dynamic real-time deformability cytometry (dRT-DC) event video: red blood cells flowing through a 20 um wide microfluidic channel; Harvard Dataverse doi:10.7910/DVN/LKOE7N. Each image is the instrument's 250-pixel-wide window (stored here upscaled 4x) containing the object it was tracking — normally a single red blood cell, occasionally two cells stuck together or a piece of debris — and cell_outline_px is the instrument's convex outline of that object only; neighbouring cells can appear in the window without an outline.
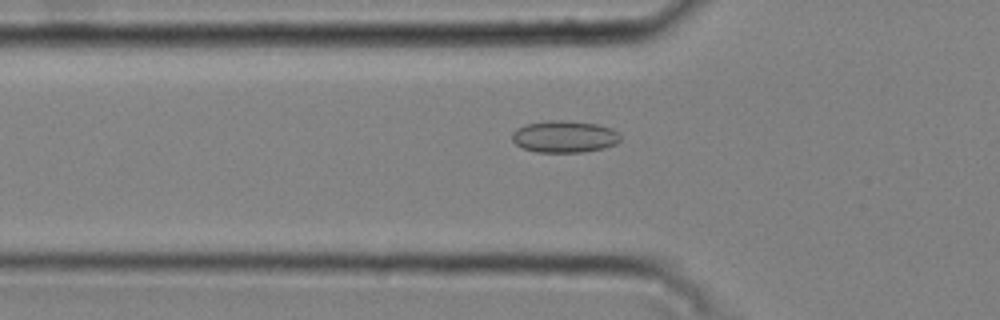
{"species": "common noctule bat (a hibernating species)", "species_latin": "Nyctalus noctula", "temperature_condition": "cold", "stored_images_in_passage": 43, "camera_frame_rate_fps": 3000, "um_per_image_px": 0.085, "animal": {"sex": "male", "body_mass_g": 20.4}, "frame": {"image": 1, "passage_image": 13, "time_ms": 4.0, "image_size_px": [1000, 320], "cell_outline_px": [[620, 140], [616, 144], [604, 148], [580, 152], [536, 152], [524, 148], [516, 144], [512, 140], [512, 132], [516, 128], [524, 124], [548, 120], [564, 120], [600, 124], [612, 128], [620, 132]], "centroid_in_image_um": [47.99, 11.59], "position_along_channel_um": 77.8, "area_um2": 20.4}}
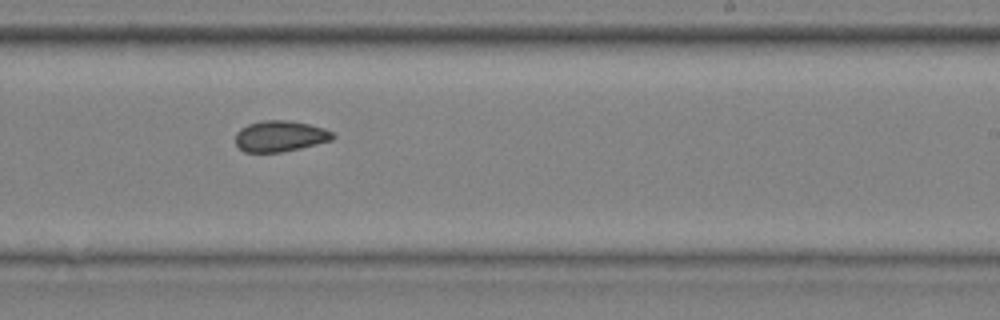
{"frame": {"image": 2, "passage_image": 28, "time_ms": 9.0, "image_size_px": [1000, 320], "cell_outline_px": [[336, 136], [332, 140], [300, 148], [280, 152], [244, 152], [236, 144], [236, 132], [240, 128], [248, 124], [264, 120], [288, 120], [308, 124], [324, 128], [332, 132]], "centroid_in_image_um": [23.8, 11.57], "position_along_channel_um": 265.2, "area_um2": 17.51}}
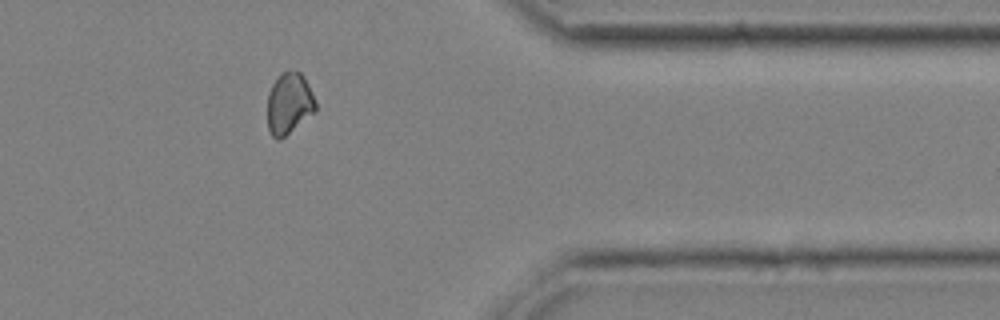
{"frame": {"image": 3, "passage_image": 39, "time_ms": 12.667, "image_size_px": [1000, 320], "cell_outline_px": [[316, 112], [280, 140], [276, 140], [268, 132], [268, 92], [276, 76], [280, 72], [288, 68], [292, 68], [300, 72], [304, 76], [308, 84], [316, 104]], "centroid_in_image_um": [24.56, 8.76], "position_along_channel_um": 386.8, "area_um2": 17.74}, "authors_computed_cell_mechanics": {"area_um2": 18.0336, "velocity_mm_per_s": 3.7421, "shape_relaxation_time_tau1_ms": null, "shape_relaxation_time_tau2_ms": 2.4372, "deformation_change_tau1": null, "deformation_change_tau2": 0.0643}}